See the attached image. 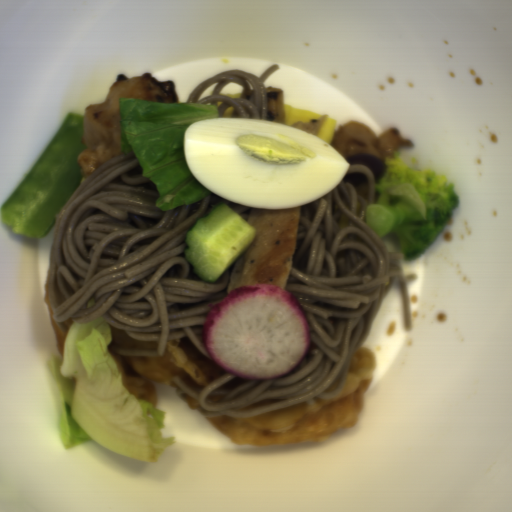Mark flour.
<instances>
[{
  "instance_id": "a7fe0414",
  "label": "flour",
  "mask_w": 512,
  "mask_h": 512,
  "mask_svg": "<svg viewBox=\"0 0 512 512\" xmlns=\"http://www.w3.org/2000/svg\"><path fill=\"white\" fill-rule=\"evenodd\" d=\"M120 373L122 385L135 398L157 405L156 383L177 387L180 376L188 388H203L229 374L185 336L167 340L162 355L117 354L107 348Z\"/></svg>"
},
{
  "instance_id": "c2a2500e",
  "label": "flour",
  "mask_w": 512,
  "mask_h": 512,
  "mask_svg": "<svg viewBox=\"0 0 512 512\" xmlns=\"http://www.w3.org/2000/svg\"><path fill=\"white\" fill-rule=\"evenodd\" d=\"M375 354L365 344L352 356L337 398H311L268 413L207 417L211 425L236 445H275L324 441L357 425L364 411V395L375 380Z\"/></svg>"
},
{
  "instance_id": "db9e18be",
  "label": "flour",
  "mask_w": 512,
  "mask_h": 512,
  "mask_svg": "<svg viewBox=\"0 0 512 512\" xmlns=\"http://www.w3.org/2000/svg\"><path fill=\"white\" fill-rule=\"evenodd\" d=\"M182 395H183L184 400H186L188 406L192 410H199L200 411V404L195 399H193L192 397H190L187 394H183L182 393Z\"/></svg>"
},
{
  "instance_id": "66d56a37",
  "label": "flour",
  "mask_w": 512,
  "mask_h": 512,
  "mask_svg": "<svg viewBox=\"0 0 512 512\" xmlns=\"http://www.w3.org/2000/svg\"><path fill=\"white\" fill-rule=\"evenodd\" d=\"M111 342L116 347L132 350H156L158 341H141L128 335L123 329L110 324L109 327Z\"/></svg>"
},
{
  "instance_id": "cc3e68f7",
  "label": "flour",
  "mask_w": 512,
  "mask_h": 512,
  "mask_svg": "<svg viewBox=\"0 0 512 512\" xmlns=\"http://www.w3.org/2000/svg\"><path fill=\"white\" fill-rule=\"evenodd\" d=\"M44 303L48 309L53 332L56 339V349L59 354L63 355V346L66 338V332L63 331V329L58 325V323L55 321L53 317V310L49 304V298H48V289H47V283L45 284L44 288Z\"/></svg>"
}]
</instances>
